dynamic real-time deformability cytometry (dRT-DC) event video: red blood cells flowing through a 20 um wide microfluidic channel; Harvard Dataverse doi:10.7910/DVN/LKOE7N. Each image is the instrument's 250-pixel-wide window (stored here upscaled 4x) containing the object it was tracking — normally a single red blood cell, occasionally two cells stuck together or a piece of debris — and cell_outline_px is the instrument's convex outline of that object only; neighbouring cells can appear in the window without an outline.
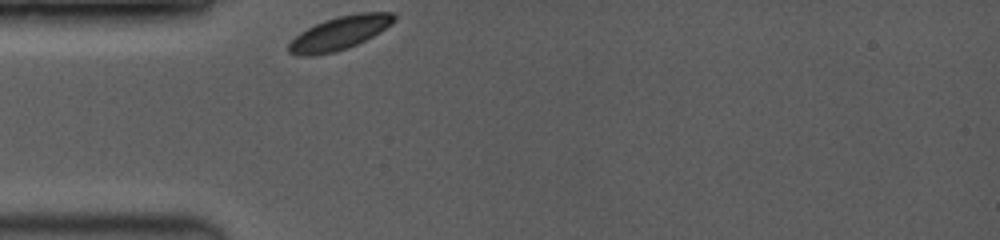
{"species": "common noctule bat (a hibernating species)", "species_latin": "Nyctalus noctula", "temperature_condition": "room temperature", "stored_images_in_passage": 5, "camera_frame_rate_fps": 3500, "um_per_image_px": 0.085, "animal": {"sex": "female", "body_mass_g": 19.0, "forearm_length_mm": 53.3}, "frame": {"image": 1, "passage_image": 1, "time_ms": 0.0, "image_size_px": [1000, 240], "cell_outline_px": [[396, 20], [392, 24], [380, 32], [348, 48], [336, 52], [316, 56], [300, 56], [288, 52], [288, 44], [300, 32], [324, 20], [340, 16], [360, 12], [392, 12], [396, 16]], "centroid_in_image_um": [28.87, 2.82], "position_along_channel_um": 56.1, "area_um2": 20.52}}
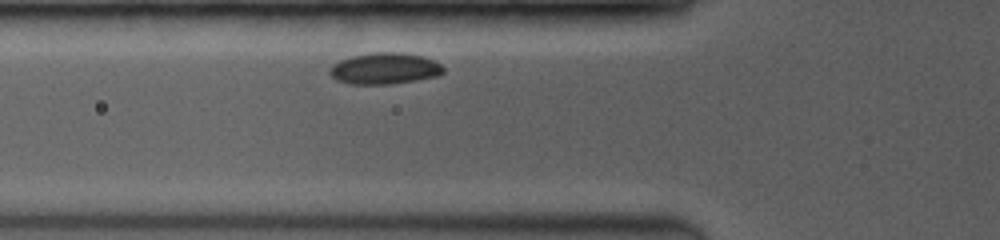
{"frame": {"image": 2, "passage_image": 3, "time_ms": 1.143, "image_size_px": [1000, 240], "cell_outline_px": [[444, 72], [436, 76], [416, 80], [388, 84], [352, 84], [336, 80], [328, 72], [328, 68], [332, 64], [340, 60], [352, 56], [376, 52], [400, 52], [424, 56], [440, 64], [444, 68]], "centroid_in_image_um": [32.67, 5.82], "position_along_channel_um": 93.1, "area_um2": 20.75}}
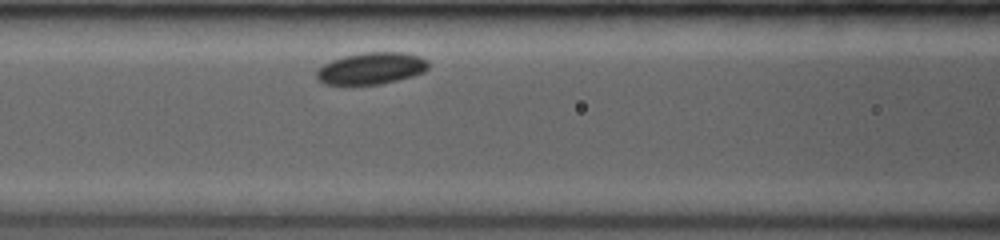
{"frame": {"image": 3, "passage_image": 5, "time_ms": 2.286, "image_size_px": [1000, 240], "cell_outline_px": [[428, 68], [424, 72], [412, 76], [380, 84], [324, 84], [316, 76], [316, 68], [332, 60], [344, 56], [364, 52], [404, 52], [420, 56], [428, 60]], "centroid_in_image_um": [31.57, 5.8], "position_along_channel_um": 135.0, "area_um2": 20.69}}